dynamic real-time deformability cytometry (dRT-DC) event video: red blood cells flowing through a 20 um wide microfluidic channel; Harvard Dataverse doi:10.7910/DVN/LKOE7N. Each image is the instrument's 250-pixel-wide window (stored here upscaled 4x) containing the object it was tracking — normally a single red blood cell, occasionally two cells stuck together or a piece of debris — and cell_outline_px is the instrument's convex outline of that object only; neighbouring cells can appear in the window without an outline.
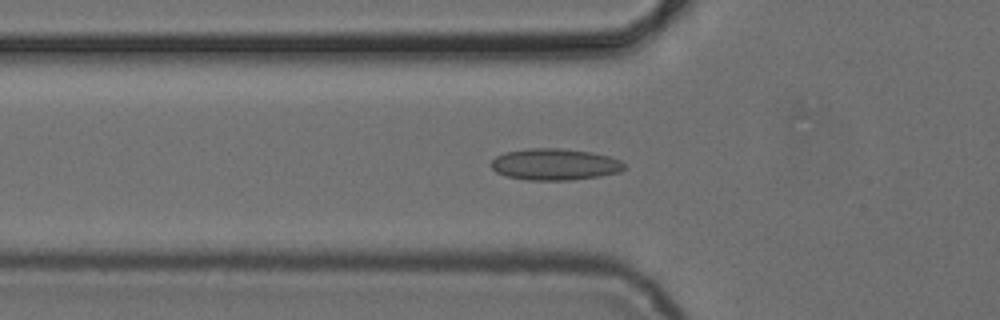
{"species": "common noctule bat (a hibernating species)", "species_latin": "Nyctalus noctula", "temperature_condition": "cold", "stored_images_in_passage": 37, "camera_frame_rate_fps": 3000, "um_per_image_px": 0.085, "animal": {"sex": "female", "body_mass_g": 24.6, "forearm_length_mm": 56.2}, "frame": {"image": 1, "passage_image": 2, "time_ms": 0.333, "image_size_px": [1000, 320], "cell_outline_px": [[628, 168], [620, 172], [600, 176], [568, 180], [528, 180], [508, 176], [496, 172], [492, 168], [492, 160], [496, 156], [504, 152], [528, 148], [560, 148], [588, 152], [608, 156], [620, 160]], "centroid_in_image_um": [47.17, 13.97], "position_along_channel_um": 78.6, "area_um2": 24.39}}
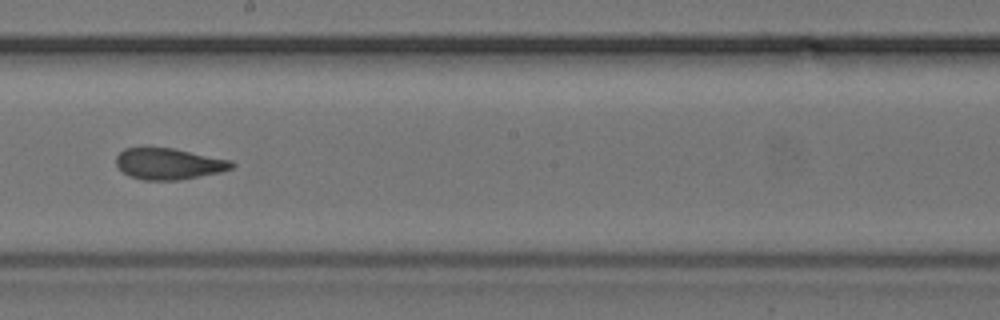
{"frame": {"image": 2, "passage_image": 14, "time_ms": 4.333, "image_size_px": [1000, 320], "cell_outline_px": [[236, 164], [232, 168], [220, 172], [180, 180], [144, 180], [128, 176], [116, 164], [116, 156], [124, 148], [144, 144], [172, 148], [232, 160]], "centroid_in_image_um": [14.3, 13.88], "position_along_channel_um": 233.9, "area_um2": 21.68}}
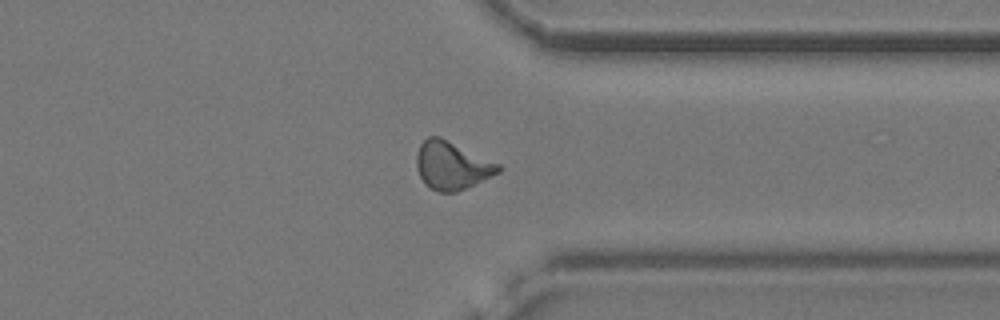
{"frame": {"image": 3, "passage_image": 25, "time_ms": 8.0, "image_size_px": [1000, 320], "cell_outline_px": [[504, 168], [500, 172], [456, 192], [440, 192], [428, 188], [424, 184], [416, 168], [416, 156], [420, 144], [428, 136], [440, 136], [500, 164]], "centroid_in_image_um": [38.39, 14.06], "position_along_channel_um": 373.0, "area_um2": 22.95}, "authors_computed_cell_mechanics": {"area_um2": 21.8484, "velocity_mm_per_s": 3.8546, "shape_relaxation_time_tau1_ms": null, "shape_relaxation_time_tau2_ms": 1.3349, "deformation_change_tau1": null, "deformation_change_tau2": 0.0712}}